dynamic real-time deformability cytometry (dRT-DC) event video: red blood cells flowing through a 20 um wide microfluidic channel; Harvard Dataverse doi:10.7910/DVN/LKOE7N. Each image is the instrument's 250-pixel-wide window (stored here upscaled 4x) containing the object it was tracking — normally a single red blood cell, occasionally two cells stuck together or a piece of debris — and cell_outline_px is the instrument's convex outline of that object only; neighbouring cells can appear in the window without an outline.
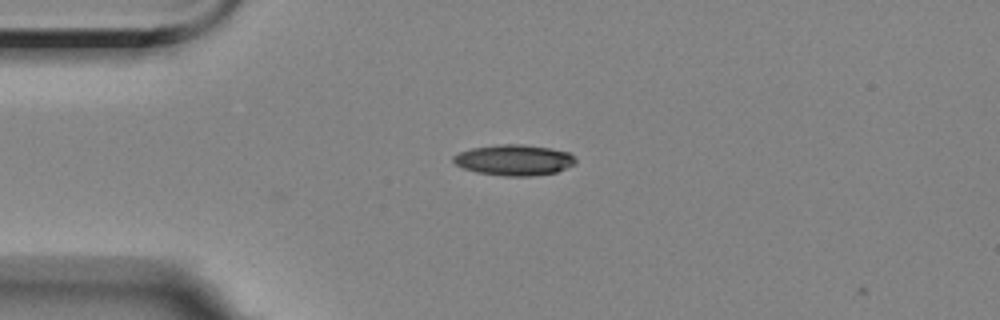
{"species": "Egyptian fruit bat (a non-hibernating species)", "species_latin": "Rousettus aegyptiacus", "temperature_condition": "room temperature", "stored_images_in_passage": 3, "camera_frame_rate_fps": 3000, "um_per_image_px": 0.085, "animal": {"sex": "female"}, "frame": {"image": 1, "passage_image": 3, "time_ms": 2.0, "image_size_px": [1000, 320], "cell_outline_px": [[576, 164], [556, 172], [532, 176], [504, 176], [476, 172], [464, 168], [456, 164], [452, 160], [452, 156], [460, 152], [472, 148], [496, 144], [524, 144], [548, 148], [568, 152], [576, 160]], "centroid_in_image_um": [43.69, 13.6], "position_along_channel_um": 41.3, "area_um2": 21.91}}